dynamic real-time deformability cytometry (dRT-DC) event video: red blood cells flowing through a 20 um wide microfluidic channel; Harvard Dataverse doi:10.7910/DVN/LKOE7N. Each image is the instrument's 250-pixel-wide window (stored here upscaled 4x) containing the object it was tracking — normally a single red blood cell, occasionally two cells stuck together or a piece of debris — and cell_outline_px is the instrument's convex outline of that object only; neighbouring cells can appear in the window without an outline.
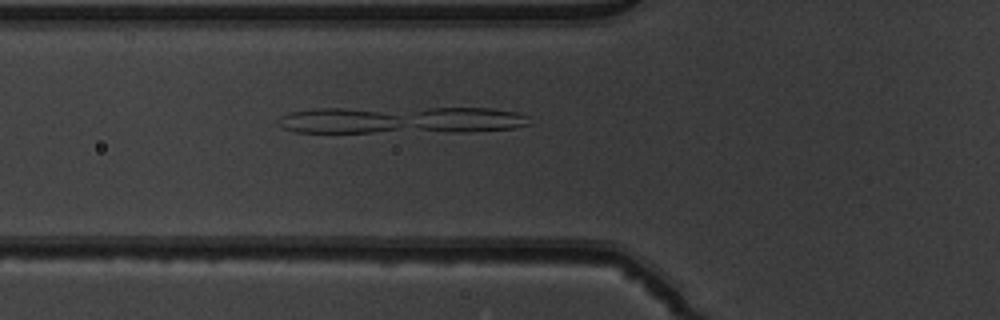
{"species": "common noctule bat (a hibernating species)", "species_latin": "Nyctalus noctula", "temperature_condition": "warm", "stored_images_in_passage": 35, "segment_of_instrument_passage": [1, 2], "camera_frame_rate_fps": 3000, "um_per_image_px": 0.085, "animal": {"sex": "male", "body_mass_g": 19.5, "forearm_length_mm": 54.6}, "frame": {"image": 1, "passage_image": 3, "time_ms": 0.667, "image_size_px": [1000, 320], "cell_outline_px": [[532, 124], [512, 128], [468, 132], [296, 132], [284, 128], [276, 120], [280, 116], [288, 112], [316, 108], [492, 108], [516, 112], [528, 116]], "centroid_in_image_um": [34.12, 10.2], "position_along_channel_um": 91.7, "area_um2": 40.0}}